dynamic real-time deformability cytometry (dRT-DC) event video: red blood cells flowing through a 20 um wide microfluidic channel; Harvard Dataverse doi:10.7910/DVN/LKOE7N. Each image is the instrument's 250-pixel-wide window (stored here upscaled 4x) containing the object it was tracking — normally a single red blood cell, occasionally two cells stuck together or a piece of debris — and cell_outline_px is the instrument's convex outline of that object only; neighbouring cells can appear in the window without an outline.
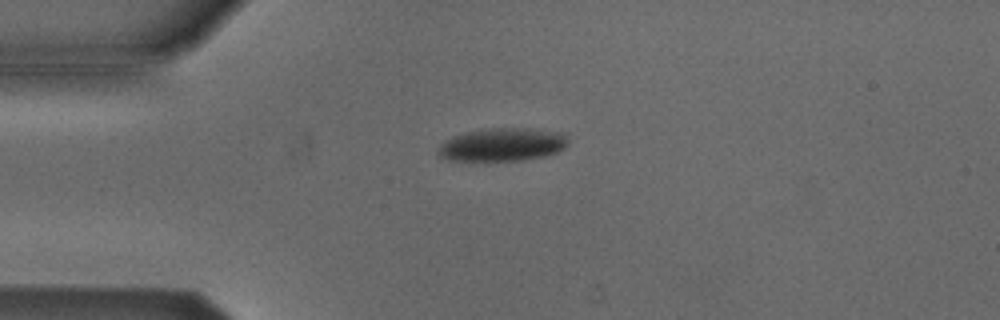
{"species": "Egyptian fruit bat (a non-hibernating species)", "species_latin": "Rousettus aegyptiacus", "temperature_condition": "cold", "stored_images_in_passage": 3, "camera_frame_rate_fps": 3000, "um_per_image_px": 0.085, "animal": {"sex": "male"}, "frame": {"image": 1, "passage_image": 1, "time_ms": 0.0, "image_size_px": [1000, 320], "cell_outline_px": [[568, 144], [564, 148], [556, 152], [544, 156], [520, 160], [448, 160], [440, 156], [440, 144], [452, 136], [468, 132], [496, 128], [524, 128], [568, 132]], "centroid_in_image_um": [42.79, 12.28], "position_along_channel_um": 42.2, "area_um2": 24.85}}
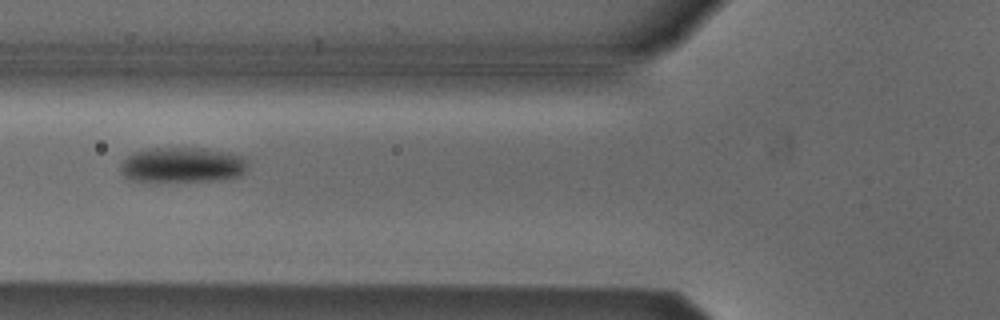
{"frame": {"image": 2, "passage_image": 3, "time_ms": 2.333, "image_size_px": [1000, 320], "cell_outline_px": [[248, 164], [244, 172], [236, 176], [216, 180], [132, 180], [124, 176], [120, 168], [120, 164], [132, 152], [148, 148], [200, 148], [224, 152], [244, 156]], "centroid_in_image_um": [15.48, 13.99], "position_along_channel_um": 110.3, "area_um2": 25.61}}